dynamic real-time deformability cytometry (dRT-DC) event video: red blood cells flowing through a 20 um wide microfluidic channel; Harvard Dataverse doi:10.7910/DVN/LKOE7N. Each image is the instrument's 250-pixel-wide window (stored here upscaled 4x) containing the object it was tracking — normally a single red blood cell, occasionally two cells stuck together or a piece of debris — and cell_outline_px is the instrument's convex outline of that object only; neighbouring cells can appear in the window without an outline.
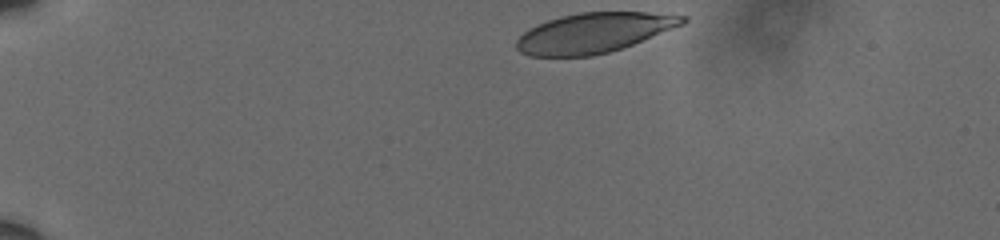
{"species": "human", "species_latin": "Homo sapiens", "temperature_condition": "cold", "stored_images_in_passage": 40, "camera_frame_rate_fps": 3000, "um_per_image_px": 0.085, "donor": {"sex": "male"}, "frame": {"image": 1, "passage_image": 1, "time_ms": 0.0, "image_size_px": [1000, 240], "cell_outline_px": [[688, 20], [684, 24], [632, 44], [608, 52], [592, 56], [528, 56], [520, 52], [516, 48], [516, 40], [528, 28], [536, 24], [560, 16], [580, 12], [648, 12], [688, 16]], "centroid_in_image_um": [50.45, 2.78], "position_along_channel_um": 34.5, "area_um2": 38.55}}
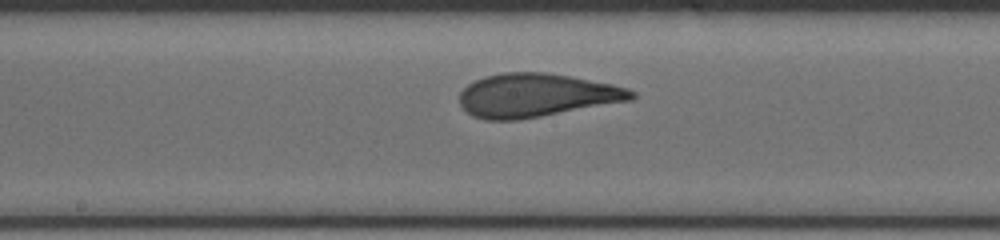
{"frame": {"image": 2, "passage_image": 22, "time_ms": 7.0, "image_size_px": [1000, 240], "cell_outline_px": [[636, 96], [632, 100], [540, 116], [516, 120], [484, 120], [472, 116], [460, 104], [460, 92], [468, 84], [484, 76], [504, 72], [544, 72], [568, 76], [612, 84], [628, 88], [636, 92]], "centroid_in_image_um": [45.58, 8.1], "position_along_channel_um": 202.6, "area_um2": 43.35}}
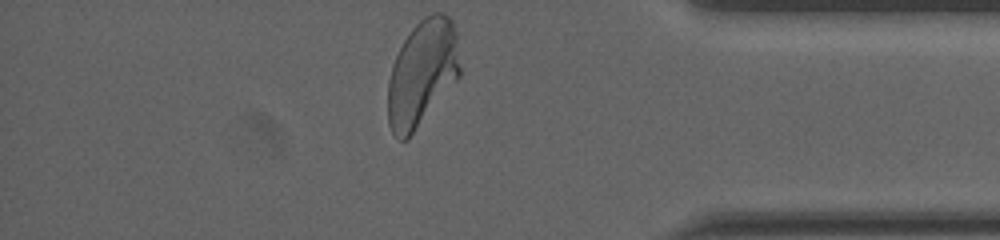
{"frame": {"image": 3, "passage_image": 40, "time_ms": 13.0, "image_size_px": [1000, 240], "cell_outline_px": [[460, 76], [408, 140], [400, 140], [392, 132], [388, 124], [388, 80], [392, 64], [404, 40], [412, 28], [424, 16], [432, 12], [444, 12], [452, 20], [456, 32], [460, 68]], "centroid_in_image_um": [35.88, 6.22], "position_along_channel_um": 399.3, "area_um2": 44.8}, "authors_computed_cell_mechanics": {"area_um2": 43.0899, "velocity_mm_per_s": 3.5862, "shape_relaxation_time_tau1_ms": 6.2413, "shape_relaxation_time_tau2_ms": 0.7978, "deformation_change_tau1": 0.1975, "deformation_change_tau2": 0.0694}}